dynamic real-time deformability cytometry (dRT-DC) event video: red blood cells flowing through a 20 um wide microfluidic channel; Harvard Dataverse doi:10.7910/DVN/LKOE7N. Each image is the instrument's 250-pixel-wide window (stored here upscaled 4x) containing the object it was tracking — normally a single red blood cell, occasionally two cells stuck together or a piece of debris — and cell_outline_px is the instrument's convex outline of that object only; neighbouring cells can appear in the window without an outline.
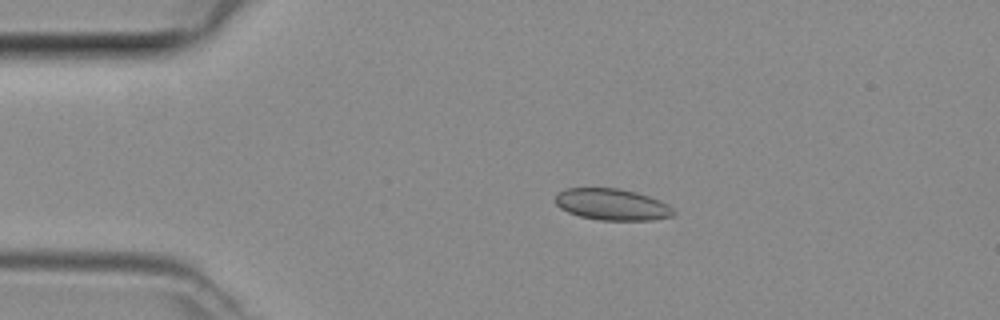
{"species": "common noctule bat (a hibernating species)", "species_latin": "Nyctalus noctula", "temperature_condition": "room temperature", "stored_images_in_passage": 47, "camera_frame_rate_fps": 3000, "um_per_image_px": 0.085, "animal": {"sex": "female", "body_mass_g": 29.2, "forearm_length_mm": 56.3}, "frame": {"image": 1, "passage_image": 9, "time_ms": 2.667, "image_size_px": [1000, 320], "cell_outline_px": [[676, 212], [672, 216], [652, 220], [600, 220], [580, 216], [568, 212], [560, 208], [556, 204], [556, 192], [564, 188], [620, 188], [636, 192], [660, 200], [668, 204]], "centroid_in_image_um": [52.02, 17.37], "position_along_channel_um": 33.0, "area_um2": 21.79}}
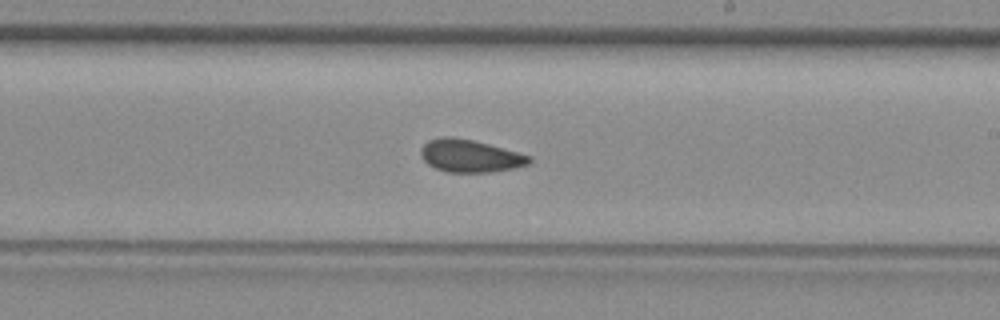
{"frame": {"image": 2, "passage_image": 27, "time_ms": 8.667, "image_size_px": [1000, 320], "cell_outline_px": [[532, 160], [528, 164], [512, 168], [492, 172], [448, 172], [436, 168], [428, 164], [424, 160], [420, 152], [424, 144], [428, 140], [448, 136], [452, 136], [472, 140], [488, 144], [532, 156]], "centroid_in_image_um": [39.96, 13.25], "position_along_channel_um": 249.0, "area_um2": 20.35}}
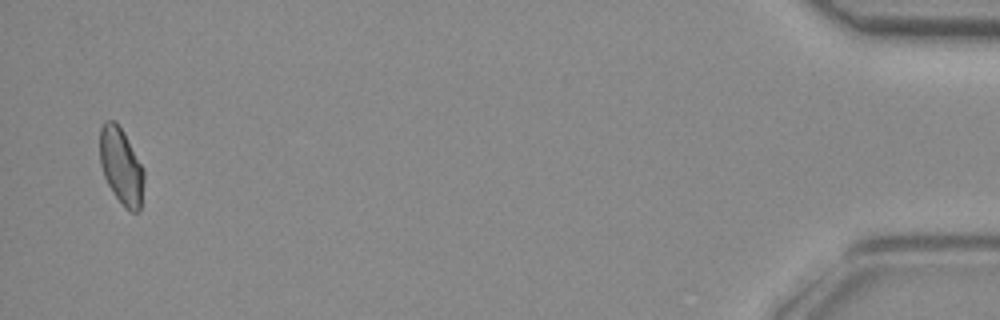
{"frame": {"image": 3, "passage_image": 46, "time_ms": 15.0, "image_size_px": [1000, 320], "cell_outline_px": [[144, 180], [140, 208], [136, 212], [132, 212], [116, 196], [108, 184], [104, 176], [100, 164], [100, 128], [104, 120], [112, 120], [124, 132], [144, 168]], "centroid_in_image_um": [10.3, 14.08], "position_along_channel_um": 424.9, "area_um2": 19.36}}